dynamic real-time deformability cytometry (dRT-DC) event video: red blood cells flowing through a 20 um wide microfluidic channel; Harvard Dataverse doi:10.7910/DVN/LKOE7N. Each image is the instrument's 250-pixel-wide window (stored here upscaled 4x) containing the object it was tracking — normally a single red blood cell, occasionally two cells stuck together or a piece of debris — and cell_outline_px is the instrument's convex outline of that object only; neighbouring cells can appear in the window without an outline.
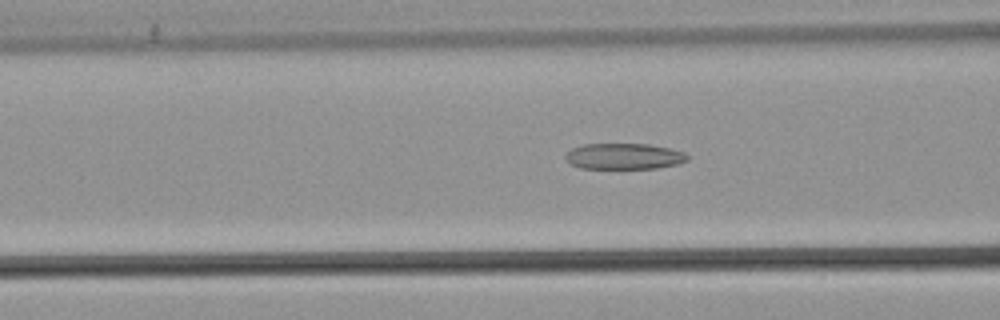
{"species": "common noctule bat (a hibernating species)", "species_latin": "Nyctalus noctula", "temperature_condition": "warm", "stored_images_in_passage": 54, "camera_frame_rate_fps": 3000, "um_per_image_px": 0.085, "animal": {"sex": "male", "body_mass_g": 21.5, "forearm_length_mm": 52.0}, "frame": {"image": 1, "passage_image": 22, "time_ms": 7.0, "image_size_px": [1000, 320], "cell_outline_px": [[688, 160], [680, 164], [656, 168], [580, 168], [564, 160], [564, 156], [572, 148], [584, 144], [648, 144], [668, 148], [684, 152], [688, 156]], "centroid_in_image_um": [53.04, 13.29], "position_along_channel_um": 113.6, "area_um2": 18.44}}
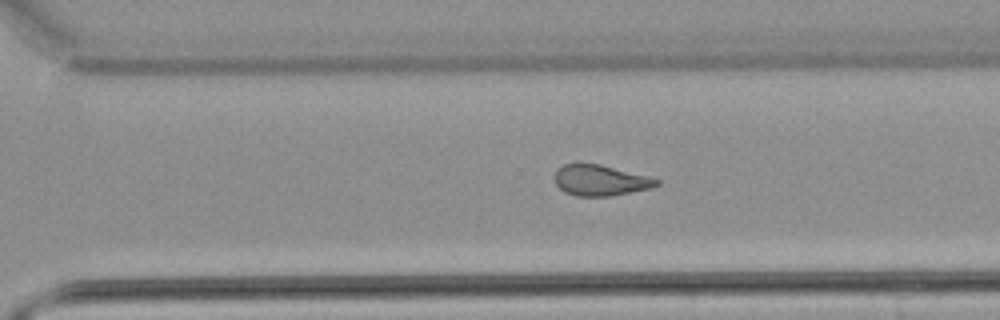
{"frame": {"image": 2, "passage_image": 38, "time_ms": 12.333, "image_size_px": [1000, 320], "cell_outline_px": [[660, 184], [652, 188], [608, 196], [576, 196], [564, 192], [556, 184], [552, 176], [556, 168], [564, 164], [600, 164], [648, 176], [660, 180]], "centroid_in_image_um": [50.99, 15.32], "position_along_channel_um": 319.6, "area_um2": 18.38}}
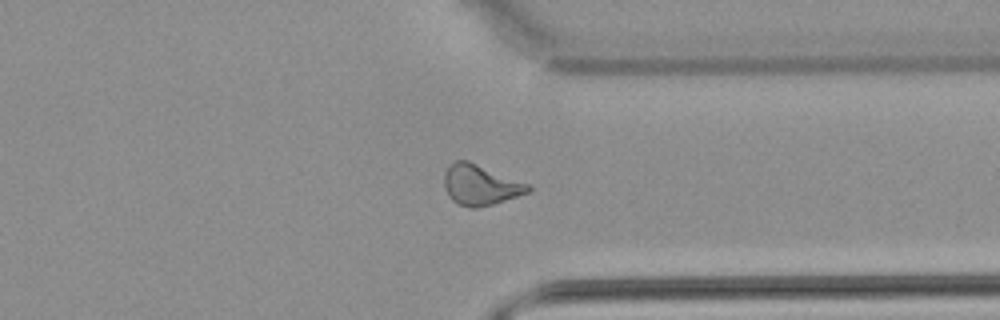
{"frame": {"image": 3, "passage_image": 42, "time_ms": 13.667, "image_size_px": [1000, 320], "cell_outline_px": [[532, 188], [528, 192], [492, 204], [476, 208], [468, 208], [456, 204], [448, 196], [444, 188], [444, 172], [448, 164], [456, 160], [468, 160], [532, 184]], "centroid_in_image_um": [40.81, 15.7], "position_along_channel_um": 370.6, "area_um2": 20.17}, "authors_computed_cell_mechanics": {"area_um2": 20.0277, "velocity_mm_per_s": 3.8678, "shape_relaxation_time_tau1_ms": null, "shape_relaxation_time_tau2_ms": 2.1681, "deformation_change_tau1": null, "deformation_change_tau2": 0.1029}}